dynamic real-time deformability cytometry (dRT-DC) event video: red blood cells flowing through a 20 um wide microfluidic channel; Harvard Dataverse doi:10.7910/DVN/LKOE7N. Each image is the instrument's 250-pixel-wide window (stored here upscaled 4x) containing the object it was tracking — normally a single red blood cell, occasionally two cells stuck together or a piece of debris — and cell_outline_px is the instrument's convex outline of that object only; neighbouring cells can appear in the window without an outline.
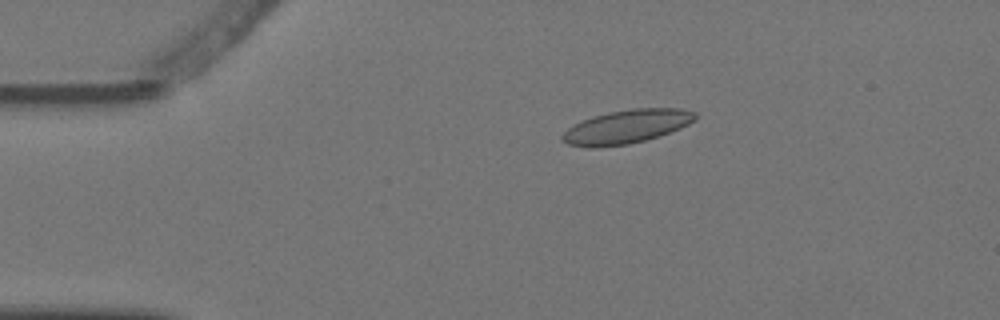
{"species": "Egyptian fruit bat (a non-hibernating species)", "species_latin": "Rousettus aegyptiacus", "temperature_condition": "warm", "stored_images_in_passage": 7, "camera_frame_rate_fps": 3000, "um_per_image_px": 0.085, "animal": {"sex": "female"}, "frame": {"image": 1, "passage_image": 3, "time_ms": 0.667, "image_size_px": [1000, 320], "cell_outline_px": [[696, 120], [680, 128], [644, 140], [628, 144], [596, 148], [592, 148], [568, 144], [560, 140], [560, 136], [572, 124], [592, 116], [608, 112], [632, 108], [684, 108], [696, 112]], "centroid_in_image_um": [53.23, 10.76], "position_along_channel_um": 31.8, "area_um2": 26.18}}
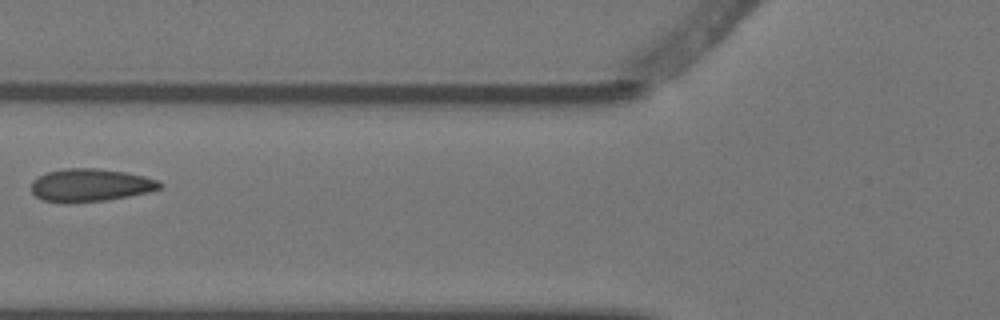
{"frame": {"image": 2, "passage_image": 6, "time_ms": 1.667, "image_size_px": [1000, 320], "cell_outline_px": [[164, 184], [160, 188], [148, 192], [128, 196], [104, 200], [64, 204], [44, 200], [36, 196], [32, 192], [32, 180], [36, 176], [48, 172], [64, 168], [96, 168], [124, 172], [144, 176], [156, 180]], "centroid_in_image_um": [7.64, 15.74], "position_along_channel_um": 118.2, "area_um2": 24.62}}
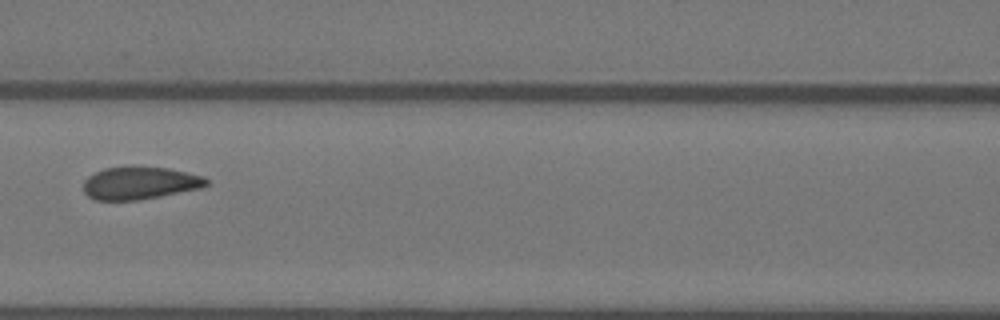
{"frame": {"image": 3, "passage_image": 7, "time_ms": 2.0, "image_size_px": [1000, 320], "cell_outline_px": [[208, 184], [204, 188], [140, 200], [96, 200], [88, 196], [84, 192], [84, 180], [88, 176], [104, 168], [128, 164], [132, 164], [168, 168], [204, 176], [208, 180]], "centroid_in_image_um": [11.9, 15.53], "position_along_channel_um": 154.7, "area_um2": 24.1}}